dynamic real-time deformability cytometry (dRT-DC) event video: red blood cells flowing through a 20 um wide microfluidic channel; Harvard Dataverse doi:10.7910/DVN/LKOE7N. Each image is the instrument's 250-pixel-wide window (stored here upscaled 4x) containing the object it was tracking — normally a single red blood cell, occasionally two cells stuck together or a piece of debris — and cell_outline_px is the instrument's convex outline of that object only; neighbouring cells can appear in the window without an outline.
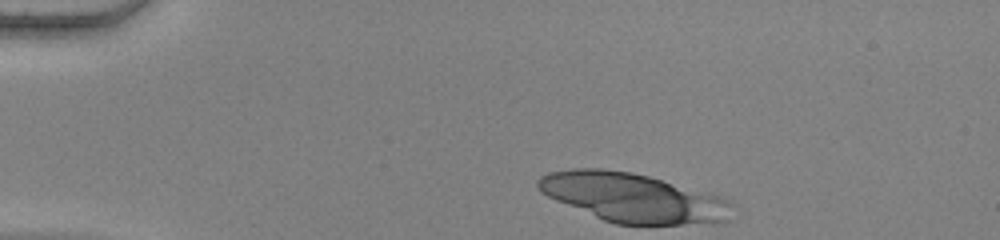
{"species": "human", "species_latin": "Homo sapiens", "temperature_condition": "warm", "stored_images_in_passage": 15, "camera_frame_rate_fps": 3000, "um_per_image_px": 0.085, "donor": {"sex": "female"}, "frame": {"image": 1, "passage_image": 1, "time_ms": 0.0, "image_size_px": [1000, 240], "cell_outline_px": [[732, 220], [724, 224], [616, 224], [604, 220], [556, 200], [540, 192], [536, 188], [536, 180], [540, 176], [548, 172], [572, 168], [600, 168], [632, 172], [648, 176], [716, 196], [728, 200], [732, 204]], "centroid_in_image_um": [53.8, 16.81], "position_along_channel_um": 31.2, "area_um2": 55.37}}